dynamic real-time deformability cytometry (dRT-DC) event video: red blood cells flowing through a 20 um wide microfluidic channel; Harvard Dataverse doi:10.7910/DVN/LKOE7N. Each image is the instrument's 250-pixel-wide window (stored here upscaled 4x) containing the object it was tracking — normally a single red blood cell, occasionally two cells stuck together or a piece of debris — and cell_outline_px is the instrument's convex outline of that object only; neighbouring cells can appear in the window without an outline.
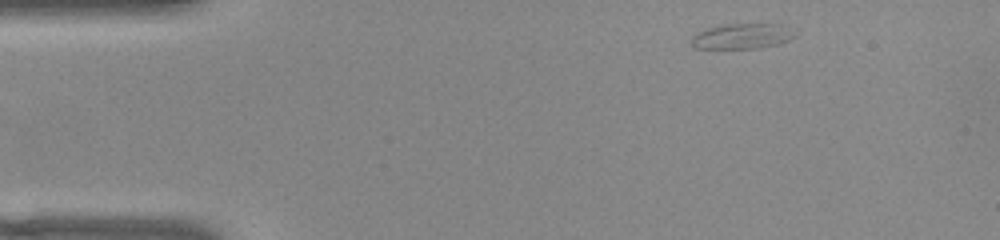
{"species": "common noctule bat (a hibernating species)", "species_latin": "Nyctalus noctula", "temperature_condition": "warm", "stored_images_in_passage": 47, "camera_frame_rate_fps": 3000, "um_per_image_px": 0.085, "animal": {"sex": "female", "body_mass_g": 22.0, "forearm_length_mm": 56.7}, "frame": {"image": 1, "passage_image": 1, "time_ms": 0.0, "image_size_px": [1000, 240], "cell_outline_px": [[800, 32], [796, 36], [780, 44], [760, 48], [696, 48], [692, 44], [692, 36], [696, 32], [708, 28], [724, 24], [784, 24]], "centroid_in_image_um": [63.18, 3.06], "position_along_channel_um": 21.8, "area_um2": 15.55}}
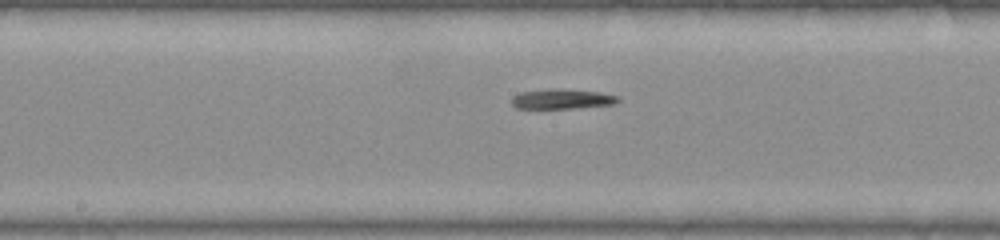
{"frame": {"image": 2, "passage_image": 21, "time_ms": 6.667, "image_size_px": [1000, 240], "cell_outline_px": [[620, 100], [616, 104], [576, 108], [516, 108], [512, 104], [512, 96], [520, 92], [548, 88], [552, 88], [600, 92], [616, 96]], "centroid_in_image_um": [47.75, 8.41], "position_along_channel_um": 200.4, "area_um2": 12.37}}
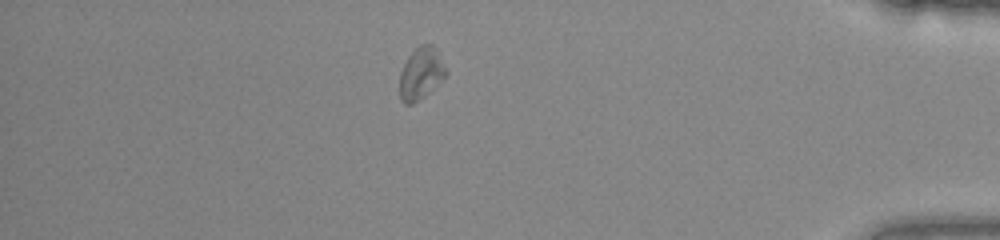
{"frame": {"image": 3, "passage_image": 40, "time_ms": 13.0, "image_size_px": [1000, 240], "cell_outline_px": [[448, 72], [424, 96], [412, 104], [404, 104], [400, 100], [400, 72], [408, 56], [420, 44], [432, 44], [436, 48]], "centroid_in_image_um": [35.76, 6.23], "position_along_channel_um": 399.4, "area_um2": 13.81}, "authors_computed_cell_mechanics": {"area_um2": 13.1206, "velocity_mm_per_s": 3.8099, "shape_relaxation_time_tau1_ms": null, "shape_relaxation_time_tau2_ms": 1.6925, "deformation_change_tau1": null, "deformation_change_tau2": 0.1037}}